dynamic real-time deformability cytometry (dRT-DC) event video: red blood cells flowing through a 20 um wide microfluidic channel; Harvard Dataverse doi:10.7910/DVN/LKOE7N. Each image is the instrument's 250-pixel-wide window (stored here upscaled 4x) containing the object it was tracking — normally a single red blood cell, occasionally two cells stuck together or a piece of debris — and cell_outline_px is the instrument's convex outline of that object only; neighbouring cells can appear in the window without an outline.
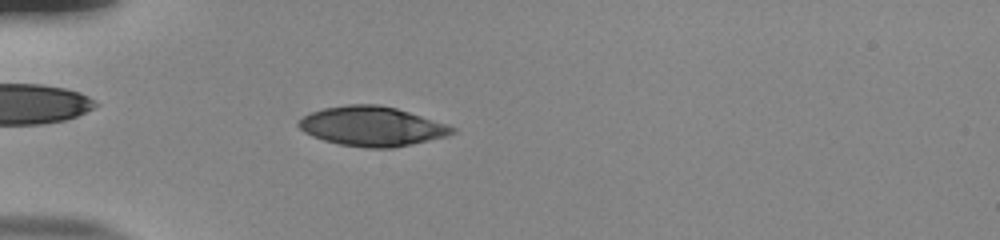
{"species": "human", "species_latin": "Homo sapiens", "temperature_condition": "room temperature", "stored_images_in_passage": 53, "camera_frame_rate_fps": 3000, "um_per_image_px": 0.085, "donor": {"sex": "male"}, "frame": {"image": 1, "passage_image": 16, "time_ms": 5.0, "image_size_px": [1000, 240], "cell_outline_px": [[456, 132], [448, 136], [392, 148], [364, 148], [340, 144], [324, 140], [312, 136], [304, 132], [296, 124], [308, 112], [324, 108], [348, 104], [376, 104], [396, 108], [456, 128]], "centroid_in_image_um": [31.58, 10.74], "position_along_channel_um": 53.4, "area_um2": 35.14}}
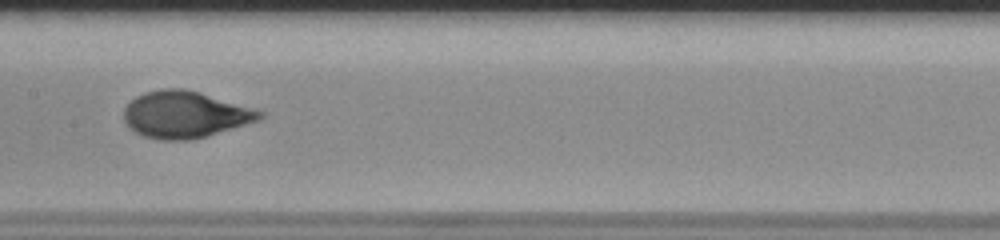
{"frame": {"image": 2, "passage_image": 28, "time_ms": 9.0, "image_size_px": [1000, 240], "cell_outline_px": [[264, 116], [260, 120], [192, 140], [160, 140], [144, 136], [128, 128], [124, 120], [124, 108], [136, 96], [144, 92], [160, 88], [184, 88], [200, 92], [256, 108], [264, 112]], "centroid_in_image_um": [15.74, 9.72], "position_along_channel_um": 191.7, "area_um2": 37.28}}
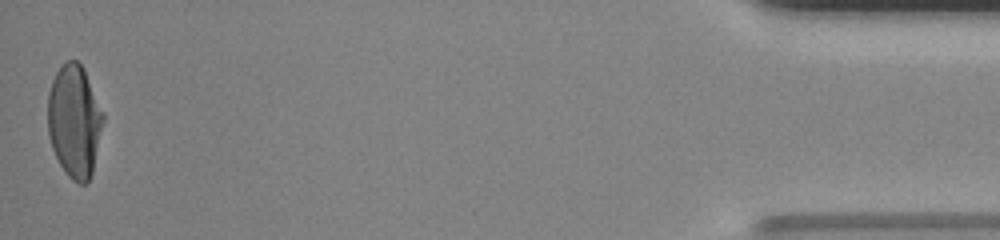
{"frame": {"image": 3, "passage_image": 53, "time_ms": 17.333, "image_size_px": [1000, 240], "cell_outline_px": [[104, 120], [92, 172], [88, 180], [84, 184], [80, 184], [72, 180], [68, 176], [60, 164], [52, 148], [48, 132], [48, 92], [52, 80], [56, 72], [68, 60], [76, 60], [84, 68], [104, 112]], "centroid_in_image_um": [6.33, 10.28], "position_along_channel_um": 428.9, "area_um2": 36.3}, "authors_computed_cell_mechanics": {"area_um2": 35.8938, "velocity_mm_per_s": 3.8362, "shape_relaxation_time_tau1_ms": 4.986, "shape_relaxation_time_tau2_ms": null, "deformation_change_tau1": 0.2297, "deformation_change_tau2": null}}